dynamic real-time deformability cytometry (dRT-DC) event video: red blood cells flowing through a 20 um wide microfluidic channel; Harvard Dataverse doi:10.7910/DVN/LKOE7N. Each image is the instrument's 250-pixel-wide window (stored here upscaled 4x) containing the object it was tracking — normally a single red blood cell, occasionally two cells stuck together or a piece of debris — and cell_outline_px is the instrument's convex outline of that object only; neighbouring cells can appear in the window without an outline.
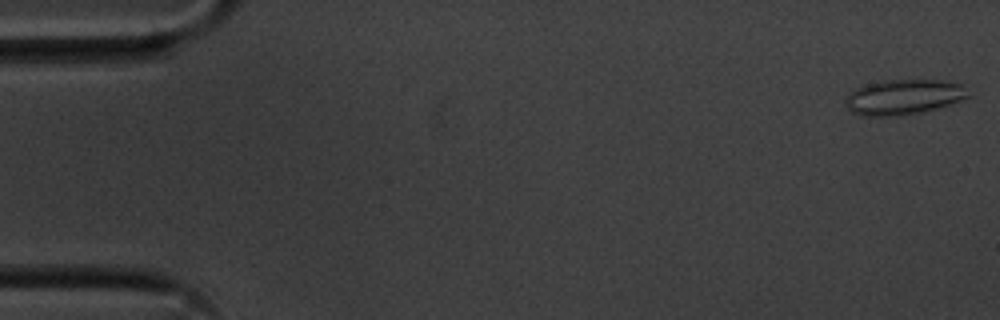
{"species": "common noctule bat (a hibernating species)", "species_latin": "Nyctalus noctula", "temperature_condition": "cold", "stored_images_in_passage": 10, "camera_frame_rate_fps": 3000, "um_per_image_px": 0.085, "animal": {"sex": "male", "body_mass_g": 20.1, "forearm_length_mm": 53.5}, "frame": {"image": 1, "passage_image": 1, "time_ms": 0.0, "image_size_px": [1000, 320], "cell_outline_px": [[968, 96], [960, 100], [924, 112], [896, 116], [860, 116], [852, 112], [848, 108], [844, 100], [856, 88], [868, 84], [884, 80], [940, 80], [960, 84]], "centroid_in_image_um": [76.74, 8.26], "position_along_channel_um": 8.3, "area_um2": 24.74}}